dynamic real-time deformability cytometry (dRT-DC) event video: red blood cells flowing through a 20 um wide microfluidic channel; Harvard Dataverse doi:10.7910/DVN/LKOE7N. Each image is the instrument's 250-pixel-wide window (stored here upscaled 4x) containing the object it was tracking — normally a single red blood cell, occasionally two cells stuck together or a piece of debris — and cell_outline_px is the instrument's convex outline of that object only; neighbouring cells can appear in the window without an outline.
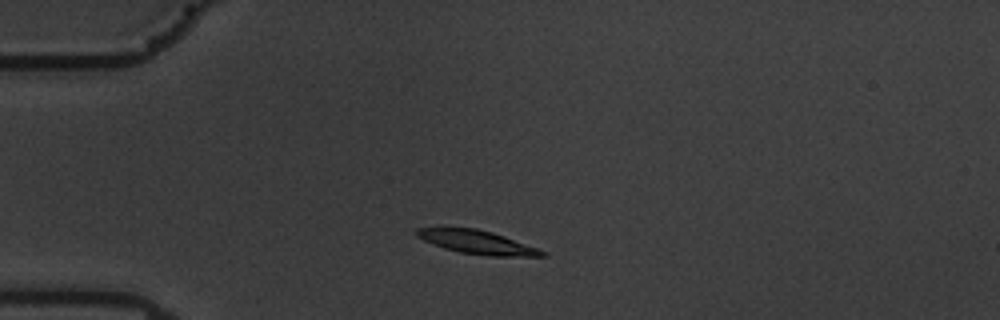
{"species": "common noctule bat (a hibernating species)", "species_latin": "Nyctalus noctula", "temperature_condition": "warm", "stored_images_in_passage": 44, "camera_frame_rate_fps": 3000, "um_per_image_px": 0.085, "animal": {"sex": "male", "body_mass_g": 19.5, "forearm_length_mm": 54.6}, "frame": {"image": 1, "passage_image": 1, "time_ms": 0.0, "image_size_px": [1000, 320], "cell_outline_px": [[548, 256], [488, 256], [460, 252], [444, 248], [432, 244], [416, 236], [412, 232], [416, 228], [476, 228], [492, 232], [540, 248], [548, 252]], "centroid_in_image_um": [40.59, 20.59], "position_along_channel_um": 44.4, "area_um2": 17.34}}
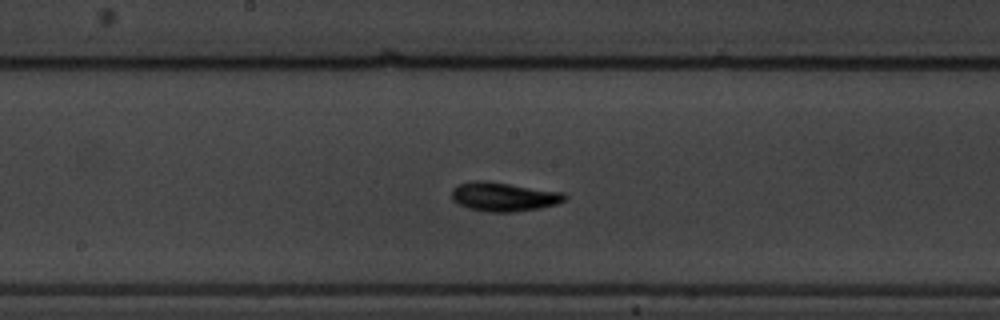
{"frame": {"image": 2, "passage_image": 17, "time_ms": 5.333, "image_size_px": [1000, 320], "cell_outline_px": [[568, 196], [564, 200], [556, 204], [540, 208], [512, 212], [492, 212], [468, 208], [452, 200], [452, 188], [456, 184], [472, 180], [484, 180], [564, 192]], "centroid_in_image_um": [42.8, 16.71], "position_along_channel_um": 205.4, "area_um2": 19.19}}
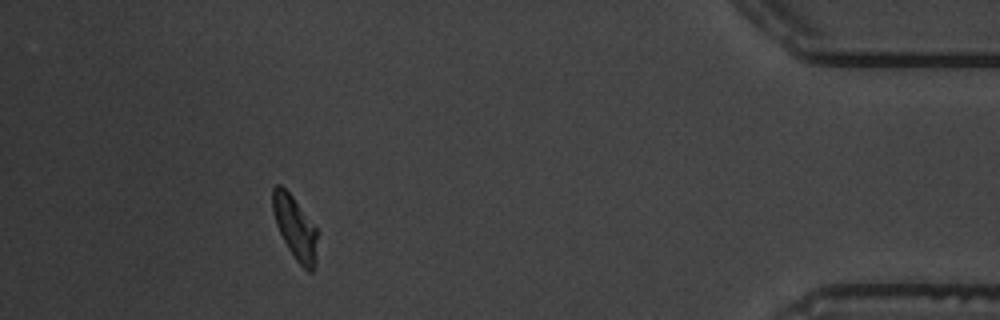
{"frame": {"image": 3, "passage_image": 39, "time_ms": 12.667, "image_size_px": [1000, 320], "cell_outline_px": [[316, 264], [312, 272], [308, 272], [296, 260], [288, 248], [276, 224], [272, 212], [272, 188], [276, 184], [280, 184], [292, 196], [316, 228]], "centroid_in_image_um": [25.06, 19.35], "position_along_channel_um": 410.1, "area_um2": 16.18}, "authors_computed_cell_mechanics": {"area_um2": 17.3689, "velocity_mm_per_s": 3.4906, "shape_relaxation_time_tau1_ms": 2.8983, "shape_relaxation_time_tau2_ms": 2.8072, "deformation_change_tau1": 0.1293, "deformation_change_tau2": 0.0729}}